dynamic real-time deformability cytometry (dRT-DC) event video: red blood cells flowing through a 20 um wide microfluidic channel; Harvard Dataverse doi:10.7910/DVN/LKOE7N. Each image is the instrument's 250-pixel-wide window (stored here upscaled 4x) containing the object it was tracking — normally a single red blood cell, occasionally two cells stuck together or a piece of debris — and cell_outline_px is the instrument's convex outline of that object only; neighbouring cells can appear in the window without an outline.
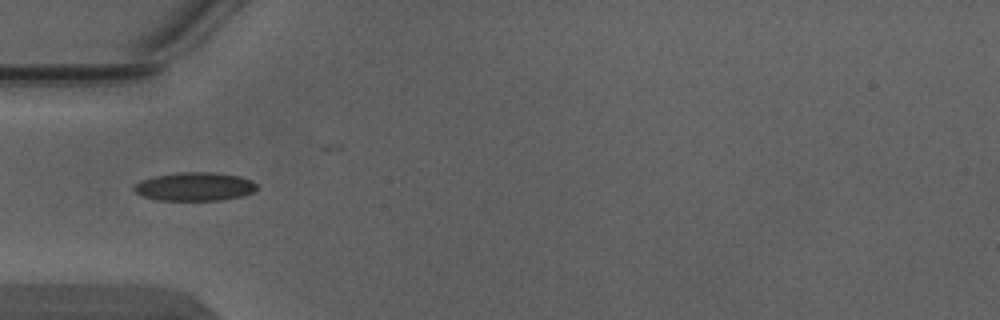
{"species": "Egyptian fruit bat (a non-hibernating species)", "species_latin": "Rousettus aegyptiacus", "temperature_condition": "warm", "stored_images_in_passage": 2, "camera_frame_rate_fps": 3000, "um_per_image_px": 0.085, "animal": {"sex": "male"}, "frame": {"image": 1, "passage_image": 1, "time_ms": 0.0, "image_size_px": [1000, 320], "cell_outline_px": [[256, 188], [252, 192], [244, 196], [220, 200], [160, 200], [140, 196], [132, 188], [140, 180], [156, 176], [180, 172], [216, 172], [240, 176], [252, 180], [256, 184]], "centroid_in_image_um": [16.55, 15.86], "position_along_channel_um": 68.4, "area_um2": 20.46}}
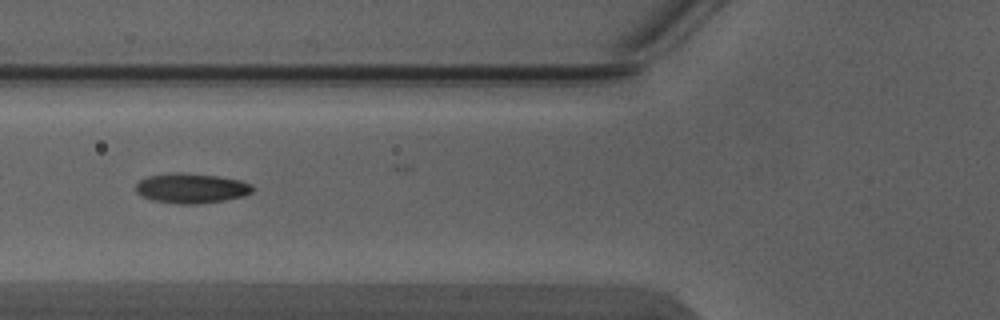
{"frame": {"image": 2, "passage_image": 2, "time_ms": 0.333, "image_size_px": [1000, 320], "cell_outline_px": [[256, 188], [252, 192], [244, 196], [224, 200], [196, 204], [176, 204], [152, 200], [136, 192], [136, 184], [140, 180], [148, 176], [172, 172], [184, 172], [220, 176], [240, 180], [252, 184]], "centroid_in_image_um": [16.29, 15.99], "position_along_channel_um": 109.5, "area_um2": 20.58}}